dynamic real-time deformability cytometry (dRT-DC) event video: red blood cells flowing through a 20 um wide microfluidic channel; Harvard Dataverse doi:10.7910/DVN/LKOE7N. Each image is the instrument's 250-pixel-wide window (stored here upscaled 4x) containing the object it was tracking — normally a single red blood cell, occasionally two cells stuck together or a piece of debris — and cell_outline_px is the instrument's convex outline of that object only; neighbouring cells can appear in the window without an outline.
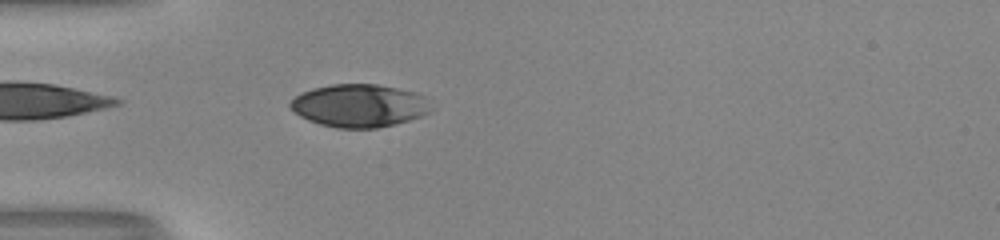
{"species": "human", "species_latin": "Homo sapiens", "temperature_condition": "room temperature", "stored_images_in_passage": 38, "camera_frame_rate_fps": 3000, "um_per_image_px": 0.085, "donor": {"sex": "male"}, "frame": {"image": 1, "passage_image": 2, "time_ms": 0.333, "image_size_px": [1000, 240], "cell_outline_px": [[432, 108], [428, 112], [420, 116], [408, 120], [376, 128], [336, 128], [320, 124], [308, 120], [300, 116], [288, 104], [300, 92], [312, 88], [332, 84], [376, 84], [416, 92], [424, 96]], "centroid_in_image_um": [30.51, 8.97], "position_along_channel_um": 54.5, "area_um2": 34.97}}
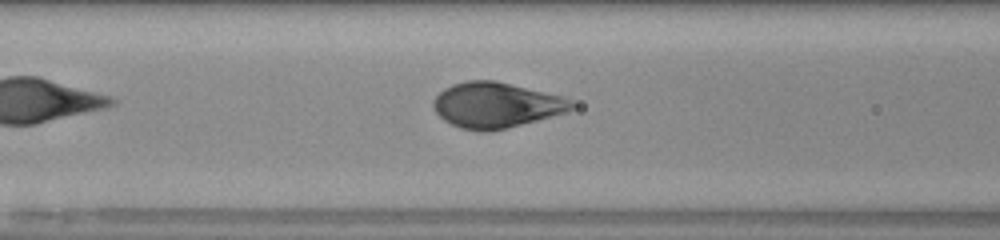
{"frame": {"image": 2, "passage_image": 8, "time_ms": 2.333, "image_size_px": [1000, 240], "cell_outline_px": [[576, 108], [568, 112], [488, 132], [484, 132], [460, 128], [444, 120], [432, 108], [432, 104], [436, 96], [444, 88], [452, 84], [468, 80], [496, 80], [564, 96], [576, 104]], "centroid_in_image_um": [42.18, 8.92], "position_along_channel_um": 124.4, "area_um2": 36.7}}
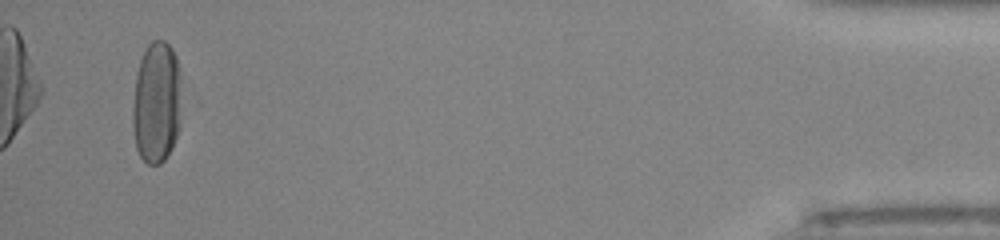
{"frame": {"image": 3, "passage_image": 36, "time_ms": 11.667, "image_size_px": [1000, 240], "cell_outline_px": [[180, 124], [172, 148], [164, 160], [160, 164], [148, 164], [140, 156], [136, 148], [132, 128], [132, 108], [136, 72], [140, 60], [148, 44], [152, 40], [164, 40], [172, 48], [176, 56], [180, 76]], "centroid_in_image_um": [13.29, 8.71], "position_along_channel_um": 421.9, "area_um2": 35.14}, "authors_computed_cell_mechanics": {"area_um2": 36.8764, "velocity_mm_per_s": 4.0111, "shape_relaxation_time_tau1_ms": 2.7526, "shape_relaxation_time_tau2_ms": null, "deformation_change_tau1": 0.1765, "deformation_change_tau2": null}}